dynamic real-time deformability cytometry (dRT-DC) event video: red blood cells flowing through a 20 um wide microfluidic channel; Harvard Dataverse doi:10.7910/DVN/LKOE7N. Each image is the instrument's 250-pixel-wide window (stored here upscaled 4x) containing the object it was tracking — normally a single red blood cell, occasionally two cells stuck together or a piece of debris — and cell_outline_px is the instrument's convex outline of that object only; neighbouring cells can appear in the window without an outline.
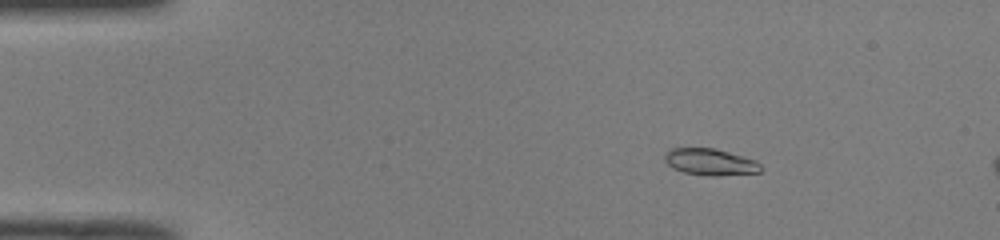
{"species": "common noctule bat (a hibernating species)", "species_latin": "Nyctalus noctula", "temperature_condition": "room temperature", "stored_images_in_passage": 15, "camera_frame_rate_fps": 3000, "um_per_image_px": 0.085, "animal": {"sex": "male", "body_mass_g": 19.0, "forearm_length_mm": 50.8}, "frame": {"image": 1, "passage_image": 9, "time_ms": 2.667, "image_size_px": [1000, 240], "cell_outline_px": [[764, 168], [760, 172], [716, 176], [708, 176], [684, 172], [672, 168], [664, 160], [664, 152], [672, 148], [716, 148], [756, 160]], "centroid_in_image_um": [60.37, 13.76], "position_along_channel_um": 24.6, "area_um2": 15.09}}